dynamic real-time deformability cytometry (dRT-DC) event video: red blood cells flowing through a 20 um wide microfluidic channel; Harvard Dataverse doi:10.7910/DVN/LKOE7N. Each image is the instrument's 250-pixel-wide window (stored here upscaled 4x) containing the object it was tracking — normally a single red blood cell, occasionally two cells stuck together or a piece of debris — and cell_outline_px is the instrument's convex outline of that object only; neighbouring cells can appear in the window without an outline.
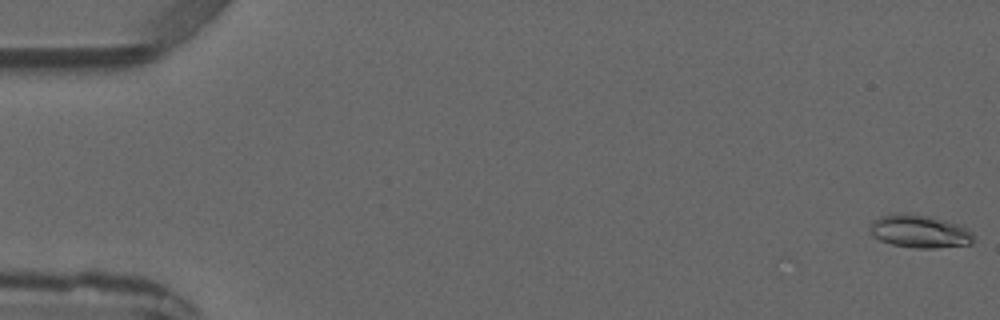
{"species": "common noctule bat (a hibernating species)", "species_latin": "Nyctalus noctula", "temperature_condition": "warm", "stored_images_in_passage": 6, "camera_frame_rate_fps": 3000, "um_per_image_px": 0.085, "animal": {"sex": "male", "forearm_length_mm": 52.5}, "frame": {"image": 1, "passage_image": 1, "time_ms": 0.0, "image_size_px": [1000, 320], "cell_outline_px": [[972, 244], [936, 248], [912, 248], [892, 244], [880, 240], [872, 236], [872, 220], [880, 216], [932, 216], [956, 224], [972, 232]], "centroid_in_image_um": [78.19, 19.72], "position_along_channel_um": 6.8, "area_um2": 19.02}}
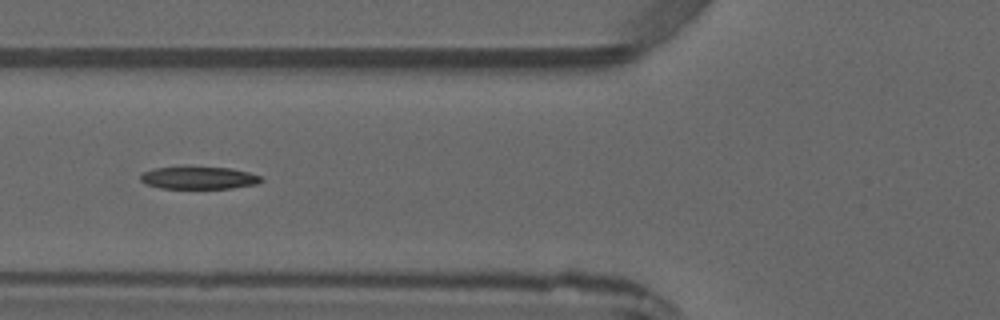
{"frame": {"image": 2, "passage_image": 5, "time_ms": 5.667, "image_size_px": [1000, 320], "cell_outline_px": [[264, 180], [256, 184], [232, 188], [160, 188], [148, 184], [140, 180], [140, 176], [144, 172], [152, 168], [184, 164], [232, 168], [264, 176]], "centroid_in_image_um": [16.9, 15.06], "position_along_channel_um": 108.9, "area_um2": 16.65}}
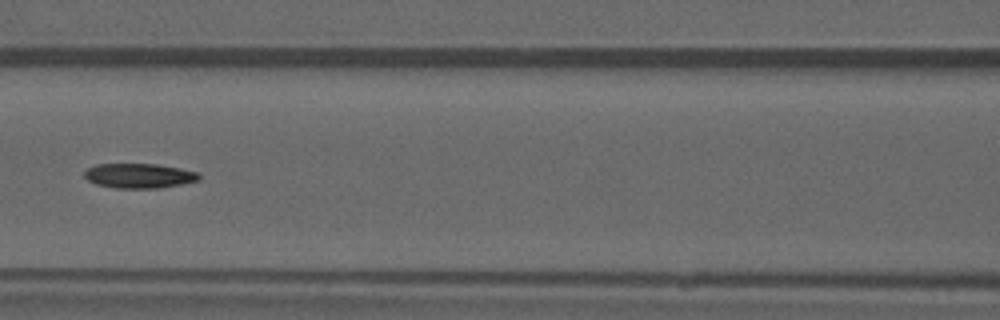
{"frame": {"image": 3, "passage_image": 6, "time_ms": 6.667, "image_size_px": [1000, 320], "cell_outline_px": [[200, 180], [160, 188], [116, 188], [96, 184], [88, 180], [84, 176], [84, 172], [88, 168], [96, 164], [156, 164], [180, 168], [200, 172]], "centroid_in_image_um": [11.84, 14.94], "position_along_channel_um": 154.8, "area_um2": 16.53}}